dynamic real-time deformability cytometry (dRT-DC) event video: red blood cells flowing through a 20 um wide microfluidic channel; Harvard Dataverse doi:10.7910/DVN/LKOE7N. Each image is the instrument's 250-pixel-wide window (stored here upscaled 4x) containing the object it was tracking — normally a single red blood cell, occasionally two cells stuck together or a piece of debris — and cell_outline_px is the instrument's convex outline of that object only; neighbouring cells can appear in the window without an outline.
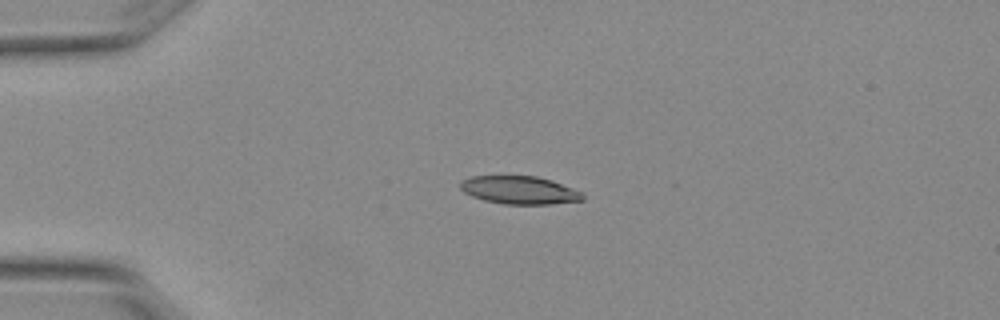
{"species": "Egyptian fruit bat (a non-hibernating species)", "species_latin": "Rousettus aegyptiacus", "temperature_condition": "warm", "stored_images_in_passage": 8, "camera_frame_rate_fps": 3000, "um_per_image_px": 0.085, "animal": {"sex": "female"}, "frame": {"image": 1, "passage_image": 3, "time_ms": 0.667, "image_size_px": [1000, 320], "cell_outline_px": [[584, 200], [552, 204], [504, 204], [484, 200], [472, 196], [464, 192], [460, 188], [460, 184], [464, 180], [472, 176], [536, 176], [552, 180], [572, 188], [580, 192], [584, 196]], "centroid_in_image_um": [44.16, 16.16], "position_along_channel_um": 40.8, "area_um2": 19.83}}
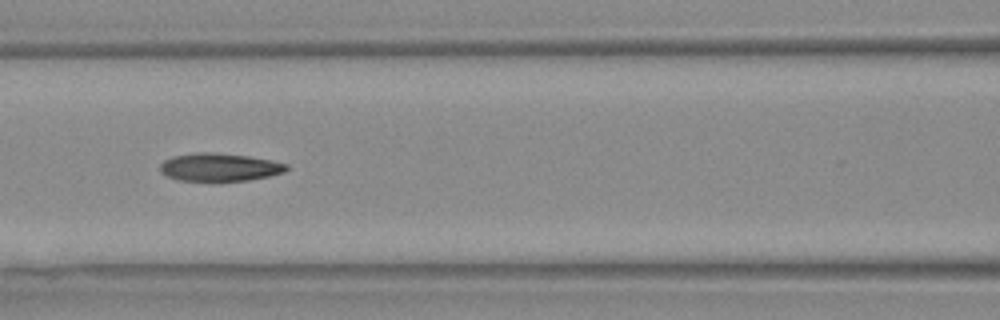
{"frame": {"image": 2, "passage_image": 6, "time_ms": 1.667, "image_size_px": [1000, 320], "cell_outline_px": [[288, 168], [284, 172], [268, 176], [248, 180], [220, 184], [176, 180], [160, 172], [160, 164], [164, 160], [172, 156], [196, 152], [212, 152], [248, 156], [272, 160], [288, 164]], "centroid_in_image_um": [18.62, 14.25], "position_along_channel_um": 148.0, "area_um2": 21.5}}
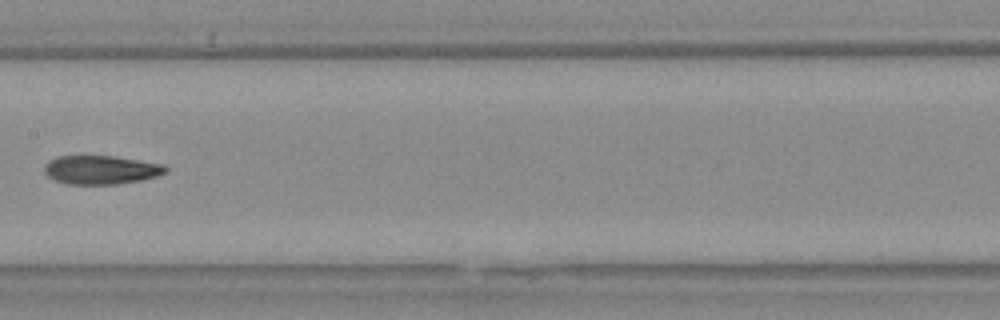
{"frame": {"image": 3, "passage_image": 7, "time_ms": 2.0, "image_size_px": [1000, 320], "cell_outline_px": [[168, 172], [156, 176], [140, 180], [116, 184], [68, 184], [56, 180], [48, 176], [44, 172], [44, 164], [48, 160], [56, 156], [116, 156], [164, 164], [168, 168]], "centroid_in_image_um": [8.58, 14.42], "position_along_channel_um": 198.8, "area_um2": 20.4}}